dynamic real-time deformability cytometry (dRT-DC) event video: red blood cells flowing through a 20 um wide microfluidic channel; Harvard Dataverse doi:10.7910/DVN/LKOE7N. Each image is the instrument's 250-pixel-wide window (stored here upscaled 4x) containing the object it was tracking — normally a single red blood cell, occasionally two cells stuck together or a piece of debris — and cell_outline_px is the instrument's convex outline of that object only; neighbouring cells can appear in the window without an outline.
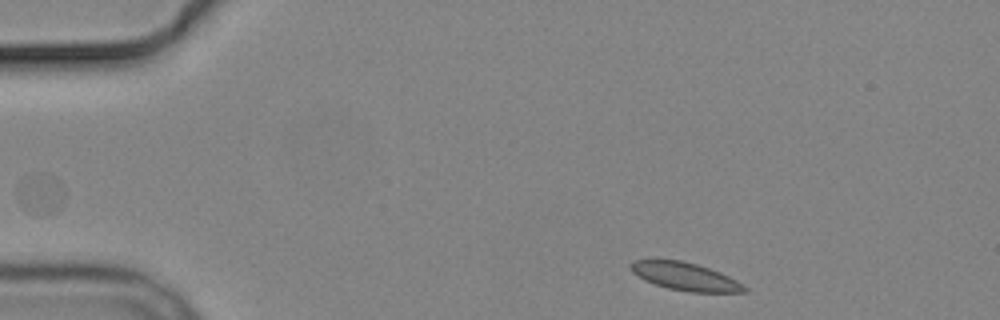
{"species": "common noctule bat (a hibernating species)", "species_latin": "Nyctalus noctula", "temperature_condition": "cold", "stored_images_in_passage": 3, "camera_frame_rate_fps": 3000, "um_per_image_px": 0.085, "animal": {"sex": "male", "body_mass_g": 19.2, "forearm_length_mm": 51.8}, "frame": {"image": 1, "passage_image": 1, "time_ms": 0.0, "image_size_px": [1000, 320], "cell_outline_px": [[748, 292], [692, 292], [668, 288], [644, 280], [632, 272], [628, 264], [632, 260], [652, 256], [680, 260], [696, 264], [720, 272], [744, 284], [748, 288]], "centroid_in_image_um": [58.15, 23.44], "position_along_channel_um": 26.9, "area_um2": 19.07}}